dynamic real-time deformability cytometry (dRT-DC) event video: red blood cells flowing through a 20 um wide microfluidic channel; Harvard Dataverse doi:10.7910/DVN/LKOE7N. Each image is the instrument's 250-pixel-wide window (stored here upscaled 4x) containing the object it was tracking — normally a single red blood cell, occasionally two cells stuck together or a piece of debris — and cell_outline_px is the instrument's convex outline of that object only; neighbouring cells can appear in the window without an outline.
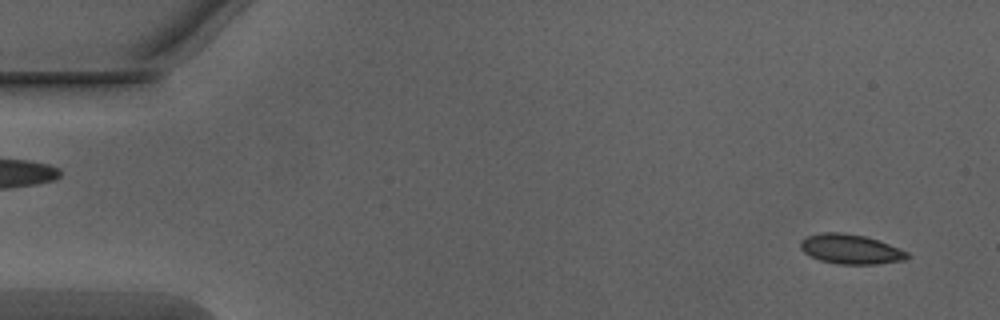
{"species": "Egyptian fruit bat (a non-hibernating species)", "species_latin": "Rousettus aegyptiacus", "temperature_condition": "warm", "stored_images_in_passage": 51, "camera_frame_rate_fps": 3000, "um_per_image_px": 0.085, "animal": {"sex": "male"}, "frame": {"image": 1, "passage_image": 3, "time_ms": 0.667, "image_size_px": [1000, 320], "cell_outline_px": [[908, 256], [904, 260], [876, 264], [836, 264], [820, 260], [804, 252], [800, 248], [800, 240], [808, 236], [824, 232], [844, 232], [864, 236], [888, 244], [908, 252]], "centroid_in_image_um": [72.27, 21.18], "position_along_channel_um": 12.7, "area_um2": 18.26}}
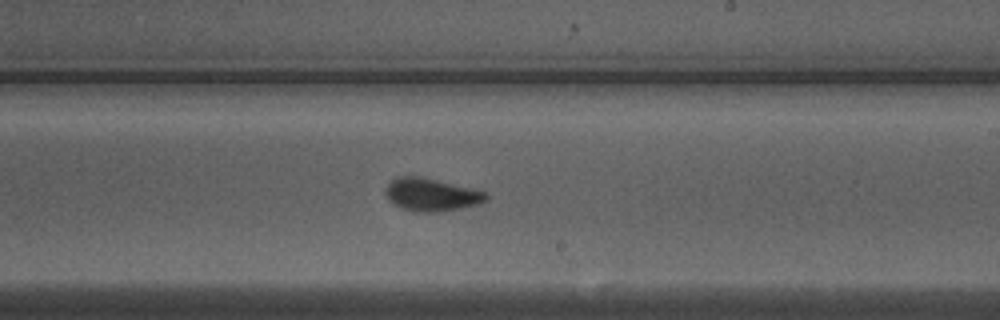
{"frame": {"image": 2, "passage_image": 30, "time_ms": 9.667, "image_size_px": [1000, 320], "cell_outline_px": [[488, 200], [476, 204], [460, 208], [436, 212], [416, 212], [400, 208], [392, 204], [388, 200], [384, 192], [388, 184], [396, 176], [420, 176], [472, 188], [484, 192], [488, 196]], "centroid_in_image_um": [36.61, 16.55], "position_along_channel_um": 252.4, "area_um2": 19.25}}
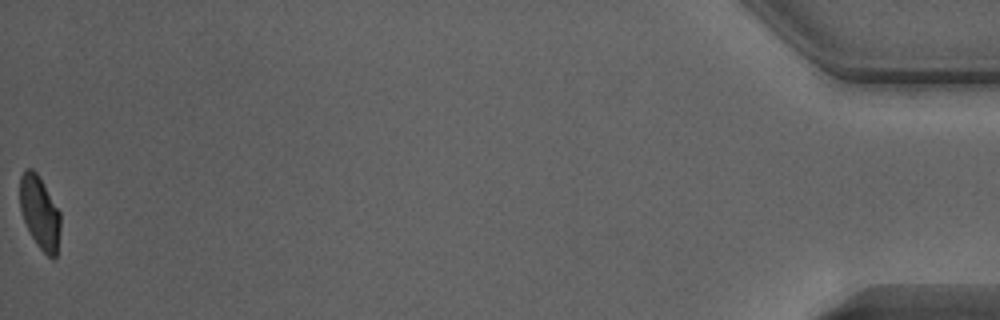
{"frame": {"image": 3, "passage_image": 51, "time_ms": 16.667, "image_size_px": [1000, 320], "cell_outline_px": [[60, 228], [56, 256], [52, 260], [36, 244], [24, 220], [20, 208], [20, 176], [24, 168], [32, 168], [36, 172], [60, 212]], "centroid_in_image_um": [3.37, 18.06], "position_along_channel_um": 431.8, "area_um2": 16.99}, "authors_computed_cell_mechanics": {"area_um2": 18.785, "velocity_mm_per_s": 4.044, "shape_relaxation_time_tau1_ms": 3.4573, "shape_relaxation_time_tau2_ms": null, "deformation_change_tau1": 0.1257, "deformation_change_tau2": null}}